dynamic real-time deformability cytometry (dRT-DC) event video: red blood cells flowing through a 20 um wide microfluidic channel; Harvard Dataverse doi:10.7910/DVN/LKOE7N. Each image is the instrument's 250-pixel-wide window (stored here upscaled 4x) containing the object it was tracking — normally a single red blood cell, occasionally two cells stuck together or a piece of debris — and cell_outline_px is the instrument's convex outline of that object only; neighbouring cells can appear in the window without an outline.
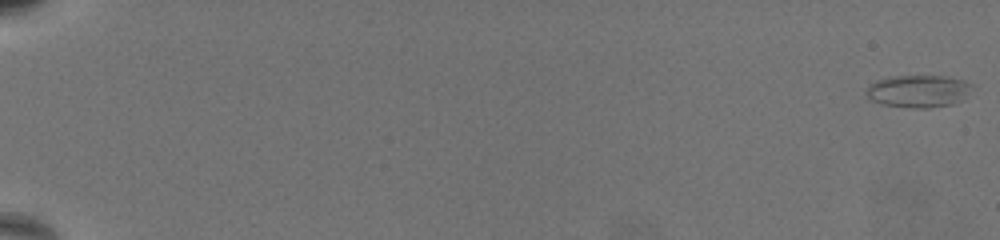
{"species": "common noctule bat (a hibernating species)", "species_latin": "Nyctalus noctula", "temperature_condition": "warm", "stored_images_in_passage": 69, "camera_frame_rate_fps": 3000, "um_per_image_px": 0.085, "animal": {"sex": "female", "body_mass_g": 19.5, "forearm_length_mm": 54.1}, "frame": {"image": 1, "passage_image": 1, "time_ms": 0.0, "image_size_px": [1000, 240], "cell_outline_px": [[972, 84], [960, 100], [952, 104], [928, 108], [912, 108], [884, 104], [872, 100], [864, 92], [876, 80], [892, 76], [948, 76], [964, 80]], "centroid_in_image_um": [78.03, 7.74], "position_along_channel_um": 7.0, "area_um2": 19.59}}
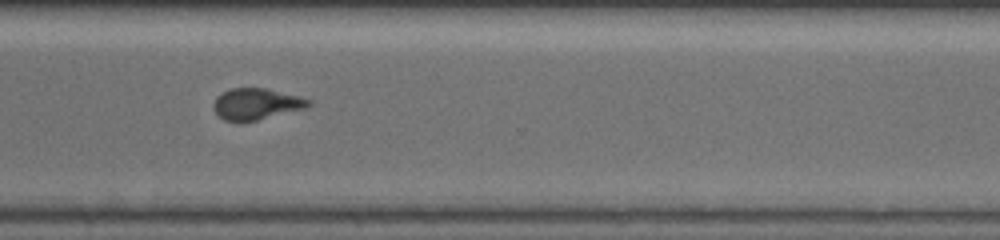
{"frame": {"image": 2, "passage_image": 54, "time_ms": 17.667, "image_size_px": [1000, 240], "cell_outline_px": [[312, 104], [308, 108], [256, 120], [224, 120], [212, 108], [212, 104], [216, 96], [232, 88], [264, 88], [300, 96], [312, 100]], "centroid_in_image_um": [21.83, 8.82], "position_along_channel_um": 348.8, "area_um2": 17.22}}
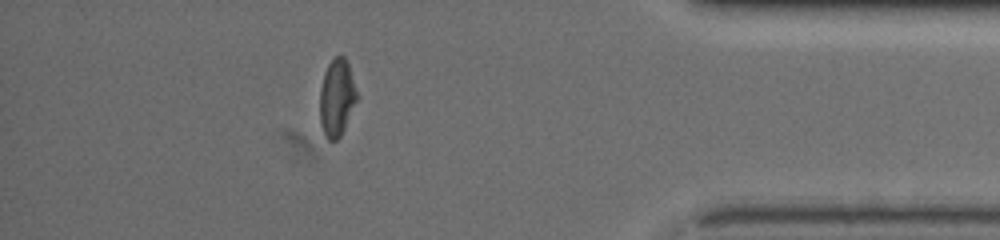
{"frame": {"image": 3, "passage_image": 62, "time_ms": 20.333, "image_size_px": [1000, 240], "cell_outline_px": [[360, 96], [340, 136], [336, 140], [328, 140], [324, 136], [320, 124], [320, 88], [324, 72], [328, 64], [336, 56], [344, 56], [348, 60]], "centroid_in_image_um": [28.66, 8.28], "position_along_channel_um": 406.5, "area_um2": 17.17}}